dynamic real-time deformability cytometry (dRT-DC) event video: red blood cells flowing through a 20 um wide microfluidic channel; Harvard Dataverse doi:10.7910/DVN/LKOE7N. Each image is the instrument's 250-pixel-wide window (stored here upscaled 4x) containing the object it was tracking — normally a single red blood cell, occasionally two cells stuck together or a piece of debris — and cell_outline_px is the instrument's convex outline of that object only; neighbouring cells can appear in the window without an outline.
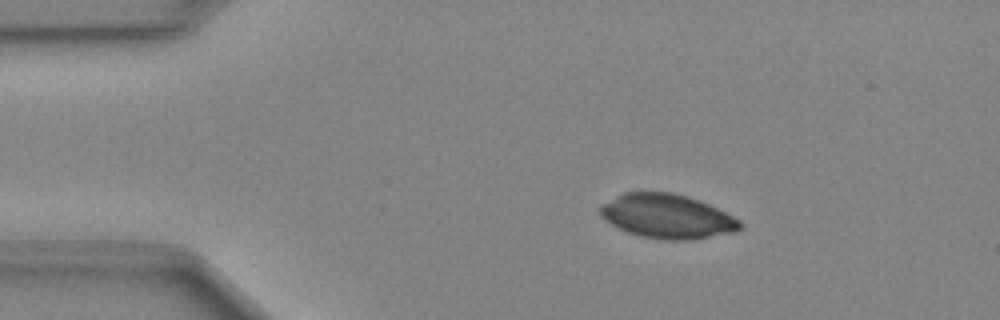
{"species": "Egyptian fruit bat (a non-hibernating species)", "species_latin": "Rousettus aegyptiacus", "temperature_condition": "cold", "stored_images_in_passage": 49, "camera_frame_rate_fps": 3000, "um_per_image_px": 0.085, "animal": {"sex": "female"}, "frame": {"image": 1, "passage_image": 8, "time_ms": 2.333, "image_size_px": [1000, 320], "cell_outline_px": [[744, 228], [736, 232], [688, 240], [664, 240], [640, 236], [628, 232], [612, 224], [600, 216], [600, 208], [604, 204], [616, 196], [624, 192], [672, 192], [708, 204], [740, 220], [744, 224]], "centroid_in_image_um": [56.74, 18.4], "position_along_channel_um": 28.3, "area_um2": 35.72}}
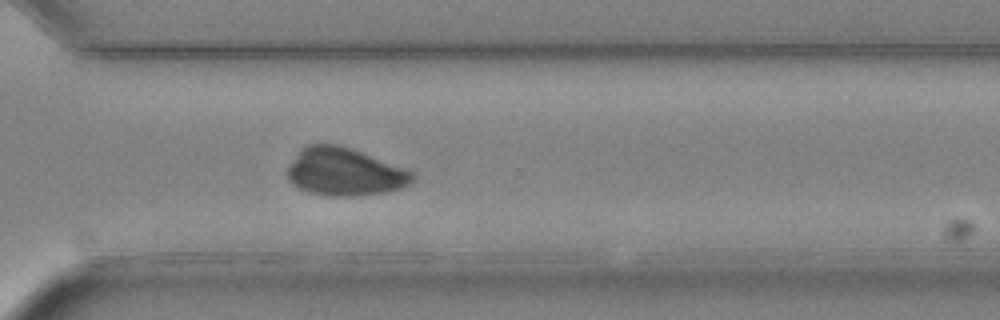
{"frame": {"image": 2, "passage_image": 35, "time_ms": 11.333, "image_size_px": [1000, 320], "cell_outline_px": [[416, 176], [408, 184], [400, 188], [384, 192], [352, 196], [332, 196], [312, 192], [300, 188], [292, 184], [288, 180], [284, 172], [288, 164], [300, 148], [308, 144], [336, 144], [352, 148], [408, 168]], "centroid_in_image_um": [29.26, 14.58], "position_along_channel_um": 341.3, "area_um2": 35.2}}
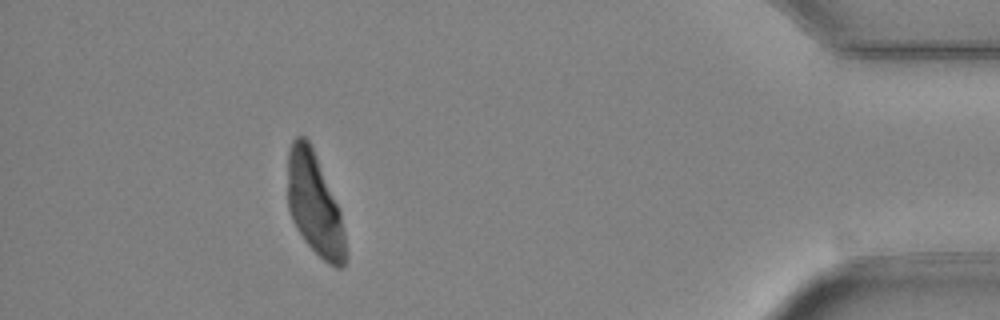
{"frame": {"image": 3, "passage_image": 44, "time_ms": 14.333, "image_size_px": [1000, 320], "cell_outline_px": [[348, 260], [340, 268], [336, 268], [324, 260], [304, 240], [296, 228], [292, 220], [288, 208], [288, 148], [292, 140], [296, 136], [304, 136], [308, 140], [316, 156], [340, 208], [348, 256]], "centroid_in_image_um": [26.75, 17.38], "position_along_channel_um": 408.5, "area_um2": 34.68}}